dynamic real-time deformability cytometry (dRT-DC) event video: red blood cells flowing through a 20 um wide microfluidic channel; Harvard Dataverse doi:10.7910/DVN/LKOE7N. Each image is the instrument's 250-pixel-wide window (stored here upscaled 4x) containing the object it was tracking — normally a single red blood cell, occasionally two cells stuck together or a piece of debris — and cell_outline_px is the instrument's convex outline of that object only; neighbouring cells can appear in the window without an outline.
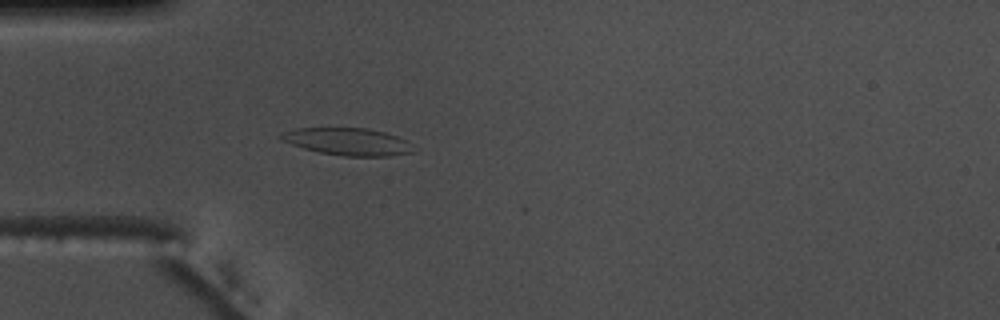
{"species": "common noctule bat (a hibernating species)", "species_latin": "Nyctalus noctula", "temperature_condition": "warm", "stored_images_in_passage": 49, "camera_frame_rate_fps": 3000, "um_per_image_px": 0.085, "animal": {"sex": "male", "body_mass_g": 17.5, "forearm_length_mm": 52.3}, "frame": {"image": 1, "passage_image": 11, "time_ms": 3.333, "image_size_px": [1000, 320], "cell_outline_px": [[412, 152], [392, 156], [344, 156], [320, 152], [304, 148], [280, 140], [276, 136], [280, 132], [296, 128], [368, 128], [384, 132], [408, 140]], "centroid_in_image_um": [29.5, 12.03], "position_along_channel_um": 55.5, "area_um2": 21.04}}
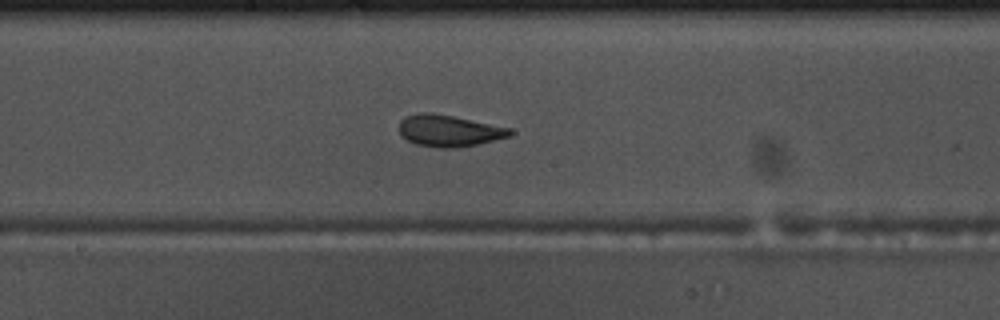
{"frame": {"image": 2, "passage_image": 24, "time_ms": 7.667, "image_size_px": [1000, 320], "cell_outline_px": [[516, 132], [512, 136], [476, 144], [452, 148], [436, 148], [416, 144], [400, 136], [400, 120], [404, 116], [420, 112], [432, 112], [512, 128]], "centroid_in_image_um": [38.17, 11.11], "position_along_channel_um": 210.0, "area_um2": 20.58}}
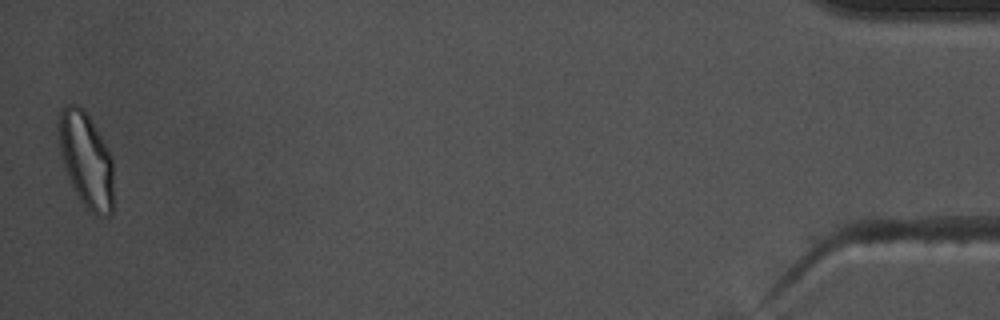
{"frame": {"image": 3, "passage_image": 49, "time_ms": 16.0, "image_size_px": [1000, 320], "cell_outline_px": [[112, 212], [108, 216], [96, 216], [80, 200], [64, 168], [60, 156], [56, 120], [60, 108], [64, 104], [76, 104], [88, 116], [108, 148], [112, 156]], "centroid_in_image_um": [7.27, 13.54], "position_along_channel_um": 427.9, "area_um2": 30.52}, "authors_computed_cell_mechanics": {"area_um2": 21.097, "velocity_mm_per_s": 3.7195, "shape_relaxation_time_tau1_ms": null, "shape_relaxation_time_tau2_ms": 1.3729, "deformation_change_tau1": null, "deformation_change_tau2": 0.0881}}